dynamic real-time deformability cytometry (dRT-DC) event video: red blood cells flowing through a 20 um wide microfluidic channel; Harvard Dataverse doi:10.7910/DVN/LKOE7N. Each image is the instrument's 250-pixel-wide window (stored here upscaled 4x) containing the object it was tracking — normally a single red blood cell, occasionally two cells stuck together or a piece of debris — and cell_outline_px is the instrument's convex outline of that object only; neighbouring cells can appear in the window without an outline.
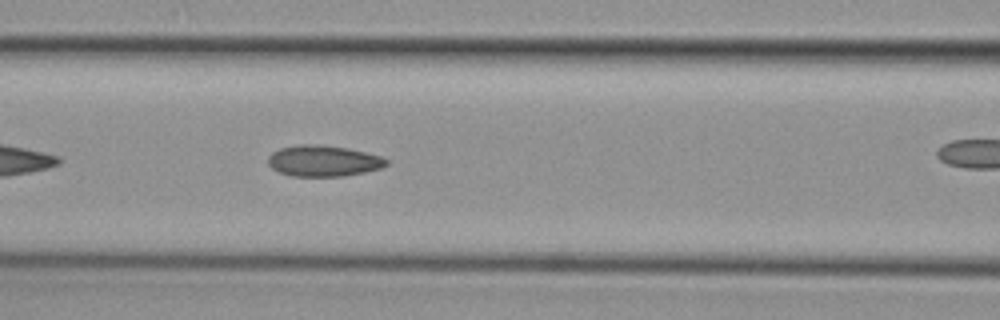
{"species": "common noctule bat (a hibernating species)", "species_latin": "Nyctalus noctula", "temperature_condition": "cold", "stored_images_in_passage": 30, "camera_frame_rate_fps": 3000, "um_per_image_px": 0.085, "animal": {"sex": "female", "body_mass_g": 29.2, "forearm_length_mm": 56.3}, "frame": {"image": 1, "passage_image": 9, "time_ms": 2.667, "image_size_px": [1000, 320], "cell_outline_px": [[388, 164], [380, 168], [364, 172], [344, 176], [292, 176], [280, 172], [272, 168], [268, 164], [268, 156], [272, 152], [280, 148], [300, 144], [320, 144], [348, 148], [380, 156], [388, 160]], "centroid_in_image_um": [27.47, 13.67], "position_along_channel_um": 139.1, "area_um2": 21.39}}
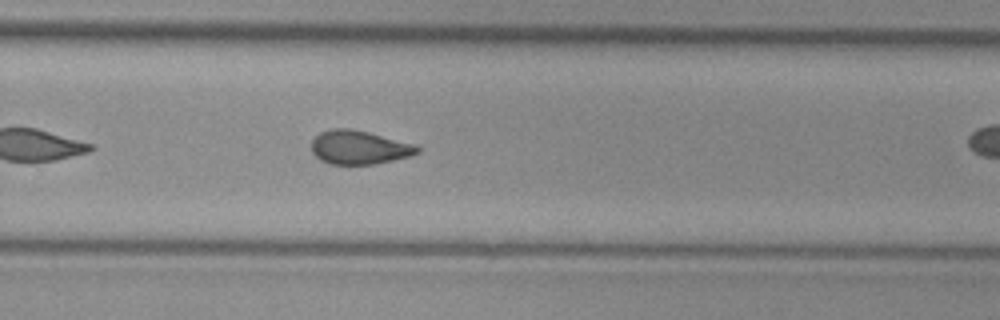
{"frame": {"image": 2, "passage_image": 22, "time_ms": 7.0, "image_size_px": [1000, 320], "cell_outline_px": [[420, 152], [412, 156], [376, 164], [332, 164], [320, 160], [312, 152], [312, 140], [320, 132], [332, 128], [348, 128], [368, 132], [416, 144], [420, 148]], "centroid_in_image_um": [30.56, 12.53], "position_along_channel_um": 299.2, "area_um2": 20.92}}